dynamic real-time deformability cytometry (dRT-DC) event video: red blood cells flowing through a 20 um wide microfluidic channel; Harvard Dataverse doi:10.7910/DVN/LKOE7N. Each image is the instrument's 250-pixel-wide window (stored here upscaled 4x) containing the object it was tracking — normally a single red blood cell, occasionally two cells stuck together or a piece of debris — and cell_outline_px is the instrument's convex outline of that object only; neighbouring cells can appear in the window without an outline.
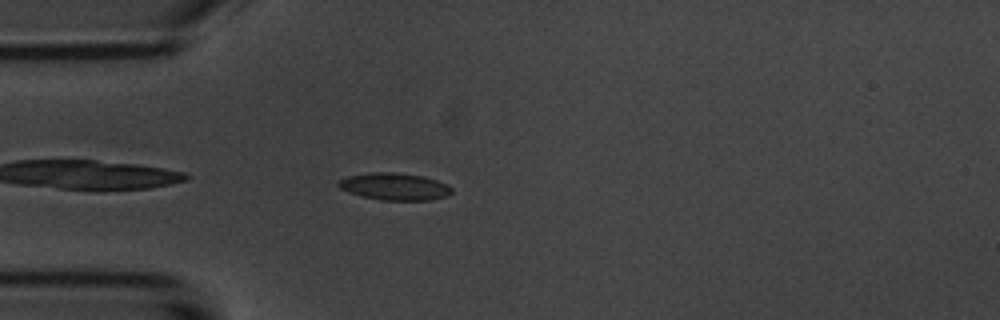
{"species": "common noctule bat (a hibernating species)", "species_latin": "Nyctalus noctula", "temperature_condition": "room temperature", "stored_images_in_passage": 3, "camera_frame_rate_fps": 3000, "um_per_image_px": 0.085, "animal": {"sex": "male", "body_mass_g": 20.1, "forearm_length_mm": 53.5}, "frame": {"image": 1, "passage_image": 3, "time_ms": 2.667, "image_size_px": [1000, 320], "cell_outline_px": [[452, 192], [448, 196], [428, 200], [380, 200], [348, 192], [340, 188], [336, 184], [336, 180], [348, 176], [372, 172], [396, 172], [424, 176], [436, 180], [452, 188]], "centroid_in_image_um": [33.51, 15.85], "position_along_channel_um": 51.5, "area_um2": 17.92}}